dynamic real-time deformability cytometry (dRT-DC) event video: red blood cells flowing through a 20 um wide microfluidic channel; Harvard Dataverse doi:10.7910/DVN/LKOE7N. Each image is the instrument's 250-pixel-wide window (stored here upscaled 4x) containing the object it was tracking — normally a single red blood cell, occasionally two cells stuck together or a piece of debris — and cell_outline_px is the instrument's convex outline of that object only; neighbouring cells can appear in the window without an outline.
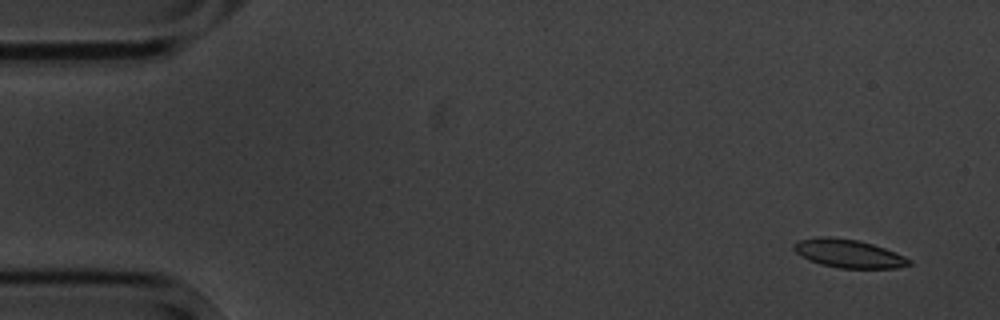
{"species": "common noctule bat (a hibernating species)", "species_latin": "Nyctalus noctula", "temperature_condition": "cold", "stored_images_in_passage": 5, "camera_frame_rate_fps": 3000, "um_per_image_px": 0.085, "animal": {"sex": "male", "body_mass_g": 20.1, "forearm_length_mm": 53.5}, "frame": {"image": 1, "passage_image": 1, "time_ms": 0.0, "image_size_px": [1000, 320], "cell_outline_px": [[912, 264], [896, 268], [840, 268], [820, 264], [808, 260], [800, 256], [792, 248], [792, 244], [800, 240], [820, 236], [828, 236], [860, 240], [884, 248], [904, 256], [912, 260]], "centroid_in_image_um": [72.1, 21.55], "position_along_channel_um": 12.9, "area_um2": 19.13}}